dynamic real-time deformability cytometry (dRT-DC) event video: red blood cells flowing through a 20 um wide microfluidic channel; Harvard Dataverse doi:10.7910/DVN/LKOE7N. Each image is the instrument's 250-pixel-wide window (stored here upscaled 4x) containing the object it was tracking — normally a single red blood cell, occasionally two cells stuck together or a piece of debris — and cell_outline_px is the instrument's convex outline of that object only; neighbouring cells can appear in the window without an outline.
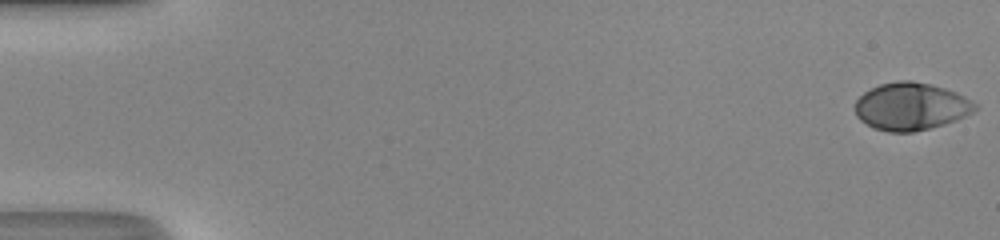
{"species": "human", "species_latin": "Homo sapiens", "temperature_condition": "room temperature", "stored_images_in_passage": 49, "camera_frame_rate_fps": 3000, "um_per_image_px": 0.085, "donor": {"sex": "male"}, "frame": {"image": 1, "passage_image": 1, "time_ms": 0.0, "image_size_px": [1000, 240], "cell_outline_px": [[976, 108], [972, 112], [956, 120], [944, 124], [912, 132], [888, 132], [872, 128], [860, 120], [856, 116], [856, 100], [864, 92], [880, 84], [896, 80], [912, 80], [944, 88], [956, 92], [972, 100], [976, 104]], "centroid_in_image_um": [77.41, 9.05], "position_along_channel_um": 7.6, "area_um2": 33.12}}
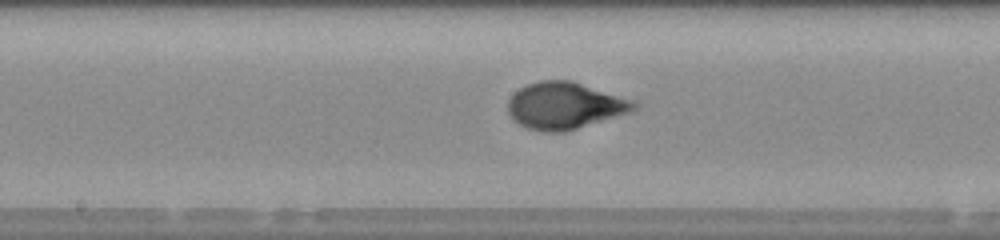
{"frame": {"image": 2, "passage_image": 27, "time_ms": 8.667, "image_size_px": [1000, 240], "cell_outline_px": [[640, 104], [632, 112], [564, 132], [544, 132], [528, 128], [520, 124], [508, 112], [508, 100], [520, 88], [528, 84], [540, 80], [572, 80], [636, 100]], "centroid_in_image_um": [48.08, 8.97], "position_along_channel_um": 200.1, "area_um2": 34.51}}
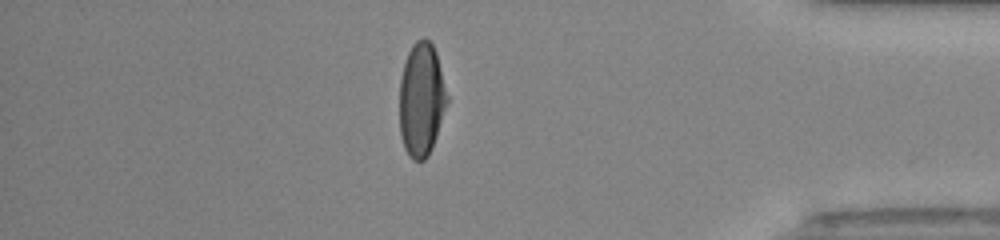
{"frame": {"image": 3, "passage_image": 43, "time_ms": 14.0, "image_size_px": [1000, 240], "cell_outline_px": [[448, 100], [432, 148], [428, 156], [424, 160], [412, 160], [408, 156], [404, 148], [400, 136], [400, 80], [404, 64], [408, 52], [412, 44], [416, 40], [424, 36], [432, 44], [436, 52], [448, 96]], "centroid_in_image_um": [35.81, 8.46], "position_along_channel_um": 399.4, "area_um2": 31.56}, "authors_computed_cell_mechanics": {"area_um2": 33.1194, "velocity_mm_per_s": 4.346, "shape_relaxation_time_tau1_ms": 3.762, "shape_relaxation_time_tau2_ms": null, "deformation_change_tau1": 0.2243, "deformation_change_tau2": null}}